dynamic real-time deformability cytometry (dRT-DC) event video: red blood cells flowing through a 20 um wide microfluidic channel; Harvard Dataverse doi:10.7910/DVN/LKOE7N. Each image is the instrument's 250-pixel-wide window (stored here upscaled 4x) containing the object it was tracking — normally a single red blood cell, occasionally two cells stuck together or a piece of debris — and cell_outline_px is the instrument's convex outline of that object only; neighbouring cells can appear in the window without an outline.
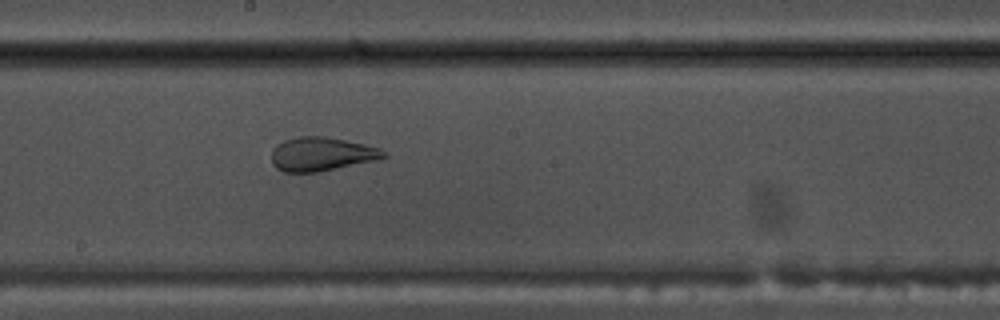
{"species": "common noctule bat (a hibernating species)", "species_latin": "Nyctalus noctula", "temperature_condition": "warm", "stored_images_in_passage": 53, "camera_frame_rate_fps": 3000, "um_per_image_px": 0.085, "animal": {"sex": "male", "body_mass_g": 17.5, "forearm_length_mm": 52.3}, "frame": {"image": 1, "passage_image": 29, "time_ms": 9.333, "image_size_px": [1000, 320], "cell_outline_px": [[388, 156], [376, 160], [316, 172], [284, 172], [276, 168], [272, 164], [272, 152], [276, 144], [284, 140], [296, 136], [324, 136], [364, 144], [380, 148]], "centroid_in_image_um": [27.3, 13.09], "position_along_channel_um": 220.9, "area_um2": 21.96}}
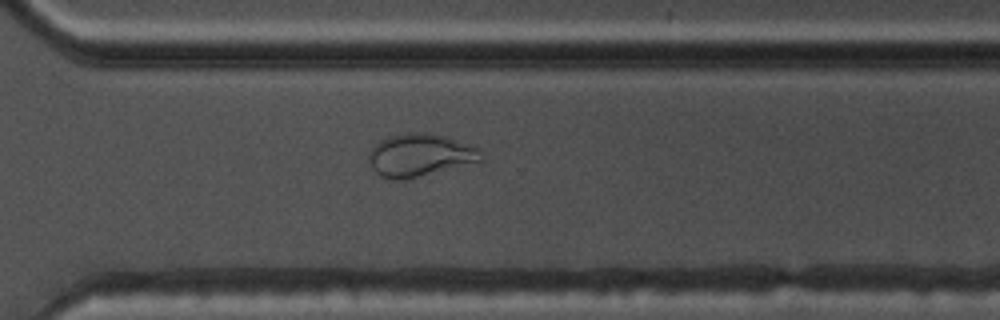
{"frame": {"image": 2, "passage_image": 38, "time_ms": 12.333, "image_size_px": [1000, 320], "cell_outline_px": [[484, 160], [404, 180], [396, 180], [380, 176], [372, 168], [368, 160], [368, 152], [380, 140], [388, 136], [408, 132], [428, 132], [444, 136], [480, 148], [484, 156]], "centroid_in_image_um": [35.69, 13.18], "position_along_channel_um": 334.9, "area_um2": 28.03}}
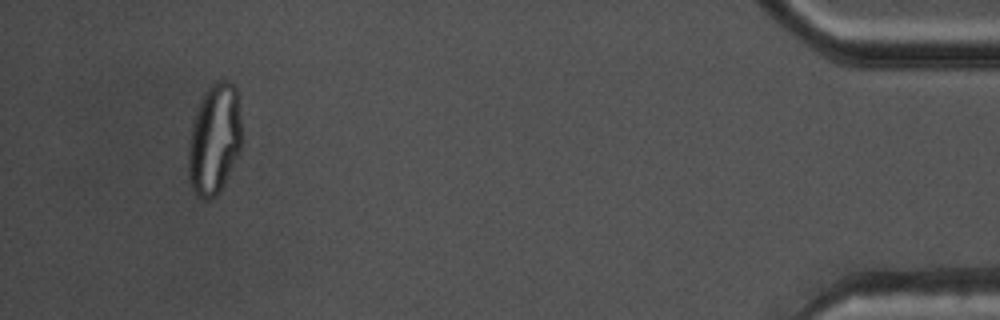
{"frame": {"image": 3, "passage_image": 50, "time_ms": 16.333, "image_size_px": [1000, 320], "cell_outline_px": [[240, 148], [224, 184], [216, 196], [208, 200], [200, 200], [196, 196], [192, 188], [188, 176], [188, 148], [192, 124], [200, 100], [204, 92], [216, 80], [228, 76], [236, 88], [240, 120]], "centroid_in_image_um": [18.2, 11.82], "position_along_channel_um": 417.0, "area_um2": 34.56}}